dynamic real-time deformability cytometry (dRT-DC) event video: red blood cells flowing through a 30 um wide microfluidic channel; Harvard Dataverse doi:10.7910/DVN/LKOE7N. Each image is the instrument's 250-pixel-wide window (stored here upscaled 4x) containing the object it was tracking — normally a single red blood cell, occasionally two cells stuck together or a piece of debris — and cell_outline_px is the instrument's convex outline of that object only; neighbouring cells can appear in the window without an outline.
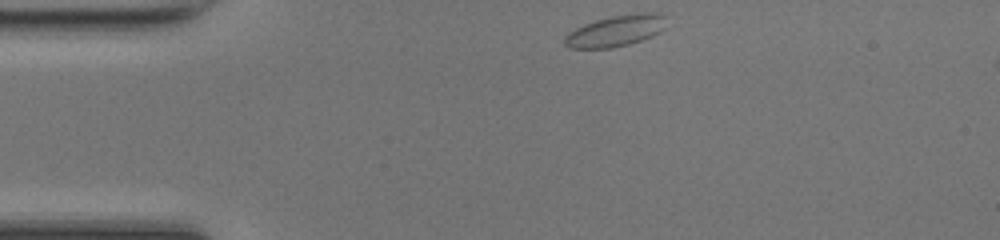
{"species": "common noctule bat (a hibernating species)", "species_latin": "Nyctalus noctula", "temperature_condition": "room temperature", "stored_images_in_passage": 40, "camera_frame_rate_fps": 3000, "um_per_image_px": 0.085, "animal": {"sex": "female", "body_mass_g": 17.0, "forearm_length_mm": 48.0}, "frame": {"image": 1, "passage_image": 1, "time_ms": 0.0, "image_size_px": [1000, 240], "cell_outline_px": [[668, 16], [664, 28], [660, 32], [640, 40], [628, 44], [612, 48], [568, 48], [564, 44], [564, 36], [568, 32], [584, 24], [596, 20], [612, 16], [640, 12], [656, 12]], "centroid_in_image_um": [52.35, 2.61], "position_along_channel_um": 32.7, "area_um2": 18.61}}
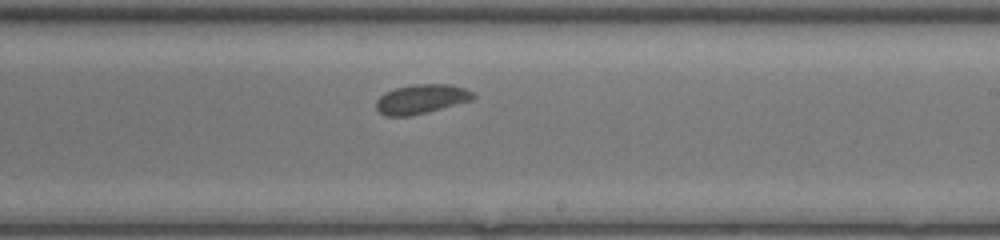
{"frame": {"image": 2, "passage_image": 20, "time_ms": 6.333, "image_size_px": [1000, 240], "cell_outline_px": [[476, 96], [472, 100], [428, 112], [408, 116], [384, 116], [376, 108], [376, 100], [384, 92], [396, 88], [412, 84], [448, 84], [464, 88], [472, 92]], "centroid_in_image_um": [35.79, 8.42], "position_along_channel_um": 253.2, "area_um2": 16.59}}
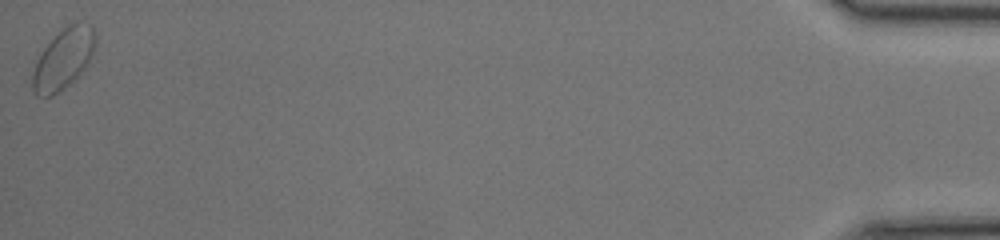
{"frame": {"image": 3, "passage_image": 40, "time_ms": 13.0, "image_size_px": [1000, 240], "cell_outline_px": [[96, 36], [92, 56], [88, 64], [64, 88], [52, 96], [36, 96], [32, 92], [32, 72], [36, 60], [44, 48], [68, 24], [88, 24], [92, 28]], "centroid_in_image_um": [5.35, 5.05], "position_along_channel_um": 429.8, "area_um2": 21.62}, "authors_computed_cell_mechanics": {"area_um2": 16.6464, "velocity_mm_per_s": 4.217, "shape_relaxation_time_tau1_ms": 4.7402, "shape_relaxation_time_tau2_ms": null, "deformation_change_tau1": 0.0679, "deformation_change_tau2": null}}